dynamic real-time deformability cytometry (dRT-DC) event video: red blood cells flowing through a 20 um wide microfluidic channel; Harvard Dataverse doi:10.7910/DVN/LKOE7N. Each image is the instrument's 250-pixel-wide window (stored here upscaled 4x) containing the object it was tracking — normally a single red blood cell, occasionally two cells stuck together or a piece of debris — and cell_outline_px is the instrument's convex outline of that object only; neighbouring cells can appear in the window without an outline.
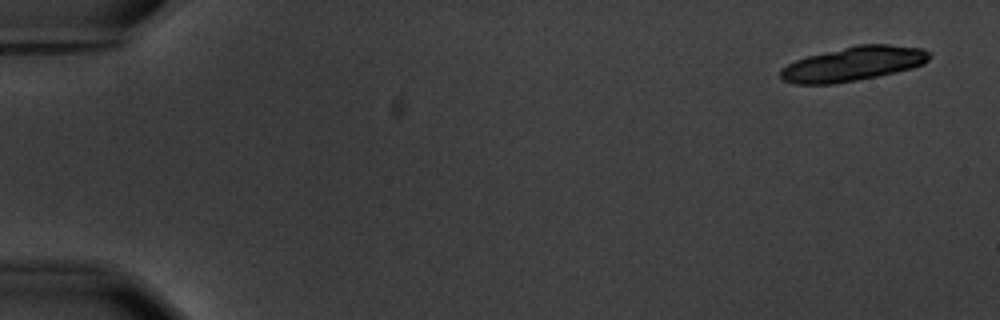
{"species": "common noctule bat (a hibernating species)", "species_latin": "Nyctalus noctula", "temperature_condition": "warm", "stored_images_in_passage": 6, "camera_frame_rate_fps": 3000, "um_per_image_px": 0.085, "animal": {"sex": "male", "body_mass_g": 20.1, "forearm_length_mm": 53.5}, "frame": {"image": 1, "passage_image": 1, "time_ms": 0.0, "image_size_px": [1000, 320], "cell_outline_px": [[932, 56], [924, 64], [912, 68], [896, 72], [856, 80], [832, 84], [796, 84], [784, 80], [780, 76], [780, 68], [796, 60], [808, 56], [856, 44], [888, 44], [920, 48], [932, 52]], "centroid_in_image_um": [72.55, 5.42], "position_along_channel_um": 12.4, "area_um2": 29.77}}
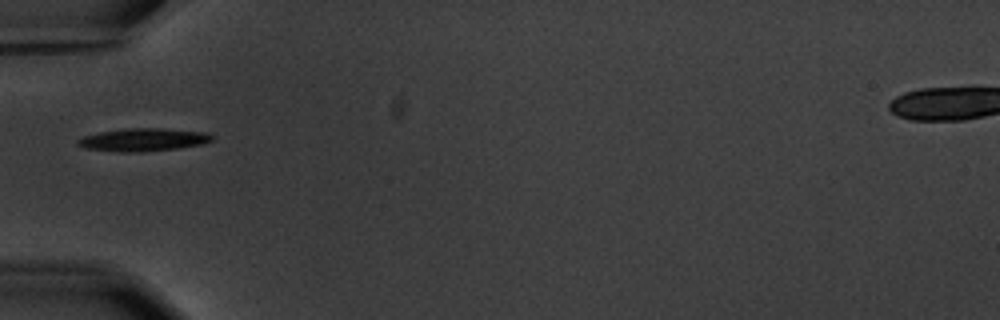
{"frame": {"image": 2, "passage_image": 6, "time_ms": 6.0, "image_size_px": [1000, 320], "cell_outline_px": [[212, 140], [204, 144], [180, 148], [140, 152], [120, 152], [84, 148], [76, 144], [76, 140], [84, 136], [100, 132], [128, 128], [160, 128], [208, 132], [212, 136]], "centroid_in_image_um": [12.19, 11.88], "position_along_channel_um": 72.8, "area_um2": 17.98}}